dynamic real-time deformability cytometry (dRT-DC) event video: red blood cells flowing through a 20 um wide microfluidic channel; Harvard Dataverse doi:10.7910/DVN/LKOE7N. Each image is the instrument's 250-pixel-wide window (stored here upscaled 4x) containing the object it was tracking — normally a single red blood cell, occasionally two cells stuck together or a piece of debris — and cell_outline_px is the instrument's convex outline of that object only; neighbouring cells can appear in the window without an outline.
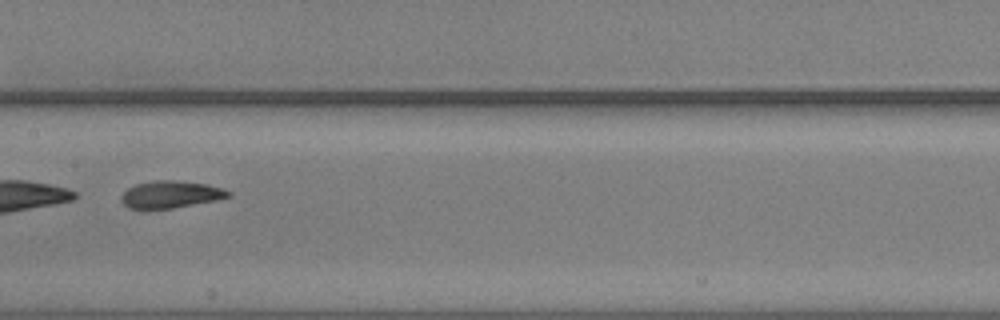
{"species": "common noctule bat (a hibernating species)", "species_latin": "Nyctalus noctula", "temperature_condition": "warm", "stored_images_in_passage": 53, "segment_of_instrument_passage": [2, 2], "camera_frame_rate_fps": 3000, "um_per_image_px": 0.085, "animal": {"sex": "male", "body_mass_g": 20.5, "forearm_length_mm": 52.5}, "frame": {"image": 1, "passage_image": 29, "time_ms": 9.333, "image_size_px": [1000, 320], "cell_outline_px": [[232, 196], [216, 200], [172, 208], [144, 212], [140, 212], [128, 208], [120, 200], [120, 196], [128, 188], [136, 184], [156, 180], [176, 180], [208, 184], [224, 188], [232, 192]], "centroid_in_image_um": [14.46, 16.56], "position_along_channel_um": 192.9, "area_um2": 17.63}}